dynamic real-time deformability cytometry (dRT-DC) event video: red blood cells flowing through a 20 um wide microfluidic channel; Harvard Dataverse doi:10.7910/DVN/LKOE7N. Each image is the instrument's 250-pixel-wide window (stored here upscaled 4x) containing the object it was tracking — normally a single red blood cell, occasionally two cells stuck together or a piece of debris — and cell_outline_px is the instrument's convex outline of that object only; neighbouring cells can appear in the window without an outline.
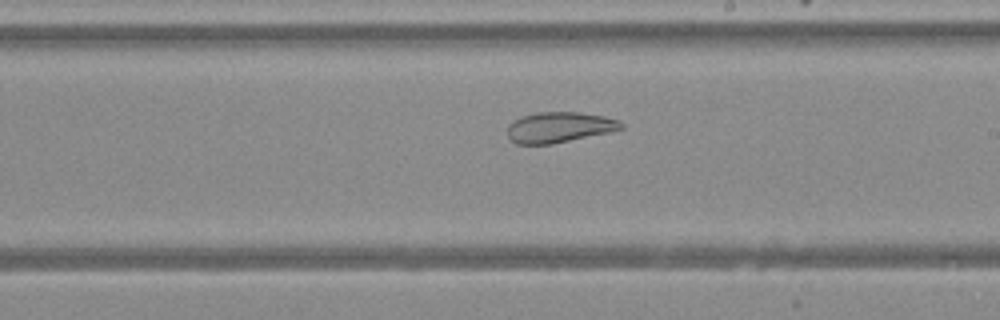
{"species": "Egyptian fruit bat (a non-hibernating species)", "species_latin": "Rousettus aegyptiacus", "temperature_condition": "warm", "stored_images_in_passage": 46, "camera_frame_rate_fps": 3000, "um_per_image_px": 0.085, "animal": {"sex": "female"}, "frame": {"image": 1, "passage_image": 26, "time_ms": 8.333, "image_size_px": [1000, 320], "cell_outline_px": [[624, 128], [612, 132], [552, 144], [516, 144], [508, 136], [508, 124], [512, 120], [536, 112], [580, 112], [604, 116], [620, 120], [624, 124]], "centroid_in_image_um": [47.57, 10.82], "position_along_channel_um": 241.4, "area_um2": 20.46}}
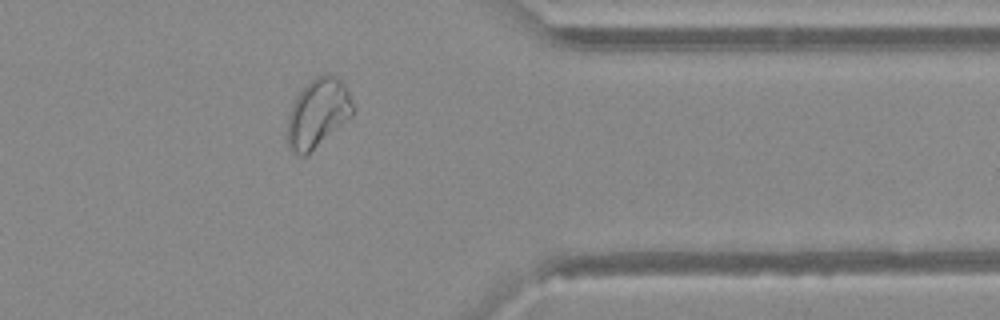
{"frame": {"image": 2, "passage_image": 37, "time_ms": 12.0, "image_size_px": [1000, 320], "cell_outline_px": [[356, 108], [352, 116], [348, 120], [308, 156], [300, 156], [288, 148], [288, 116], [292, 104], [296, 96], [316, 76], [324, 72], [328, 72], [336, 76], [348, 88]], "centroid_in_image_um": [27.06, 9.62], "position_along_channel_um": 384.3, "area_um2": 26.82}}
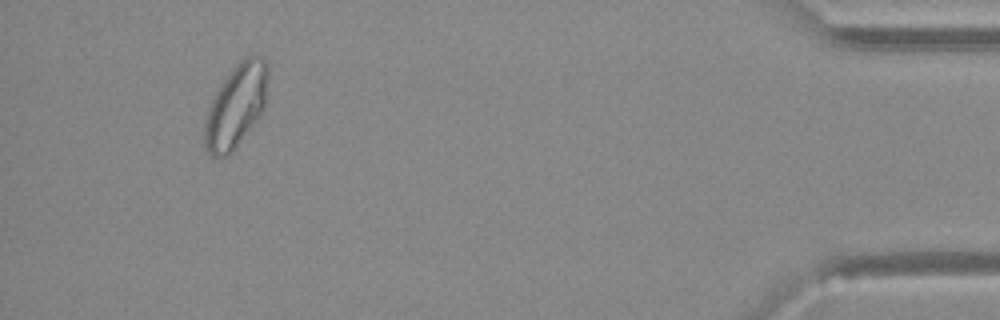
{"frame": {"image": 3, "passage_image": 43, "time_ms": 14.0, "image_size_px": [1000, 320], "cell_outline_px": [[268, 76], [264, 108], [232, 152], [228, 156], [212, 156], [208, 152], [204, 144], [204, 120], [208, 108], [216, 92], [232, 68], [244, 56], [260, 56], [268, 64]], "centroid_in_image_um": [20.05, 8.99], "position_along_channel_um": 415.2, "area_um2": 30.29}}